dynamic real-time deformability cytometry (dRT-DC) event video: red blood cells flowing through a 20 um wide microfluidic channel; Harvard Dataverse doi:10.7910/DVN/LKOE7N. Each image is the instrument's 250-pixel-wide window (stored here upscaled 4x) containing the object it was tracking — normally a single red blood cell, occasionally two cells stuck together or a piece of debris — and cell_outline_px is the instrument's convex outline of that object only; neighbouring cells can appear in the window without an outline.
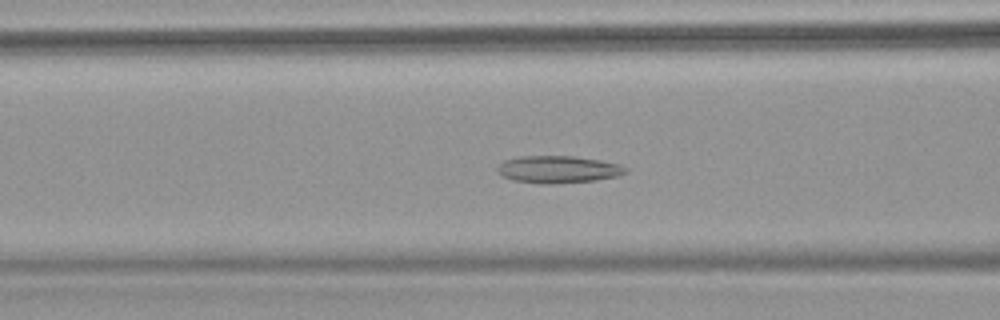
{"species": "common noctule bat (a hibernating species)", "species_latin": "Nyctalus noctula", "temperature_condition": "warm", "stored_images_in_passage": 64, "camera_frame_rate_fps": 3000, "um_per_image_px": 0.085, "animal": {"sex": "female", "body_mass_g": 18.4}, "frame": {"image": 1, "passage_image": 26, "time_ms": 8.333, "image_size_px": [1000, 320], "cell_outline_px": [[628, 172], [620, 176], [596, 180], [552, 184], [540, 184], [512, 180], [500, 176], [496, 168], [504, 160], [520, 156], [572, 156], [600, 160], [620, 164], [628, 168]], "centroid_in_image_um": [47.45, 14.41], "position_along_channel_um": 119.2, "area_um2": 20.63}}
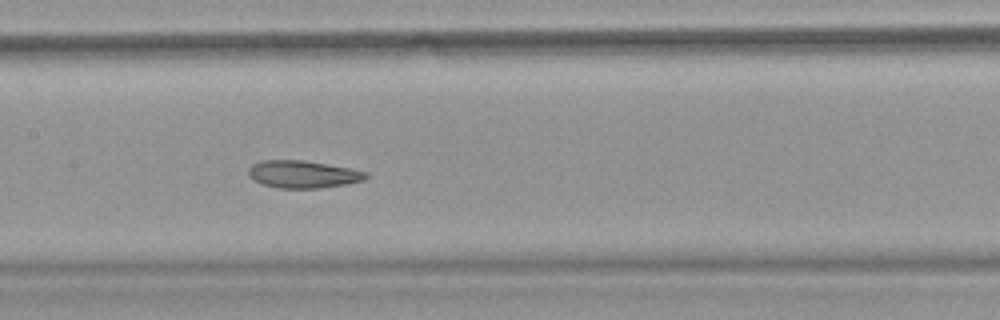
{"frame": {"image": 2, "passage_image": 32, "time_ms": 10.333, "image_size_px": [1000, 320], "cell_outline_px": [[368, 176], [364, 180], [348, 184], [320, 188], [276, 188], [252, 180], [248, 176], [248, 168], [252, 164], [260, 160], [304, 160], [352, 168], [368, 172]], "centroid_in_image_um": [25.75, 14.81], "position_along_channel_um": 181.6, "area_um2": 19.07}}
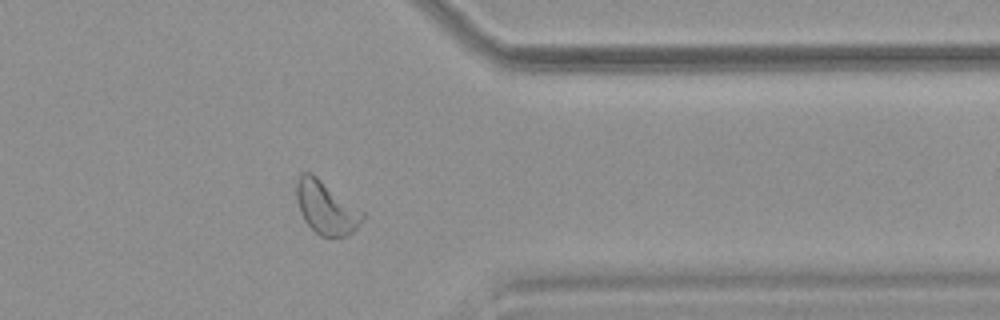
{"frame": {"image": 3, "passage_image": 52, "time_ms": 17.0, "image_size_px": [1000, 320], "cell_outline_px": [[364, 216], [360, 224], [348, 236], [320, 236], [304, 220], [300, 212], [296, 200], [296, 184], [300, 176], [304, 172], [312, 172], [364, 212]], "centroid_in_image_um": [27.71, 17.64], "position_along_channel_um": 383.7, "area_um2": 20.29}}